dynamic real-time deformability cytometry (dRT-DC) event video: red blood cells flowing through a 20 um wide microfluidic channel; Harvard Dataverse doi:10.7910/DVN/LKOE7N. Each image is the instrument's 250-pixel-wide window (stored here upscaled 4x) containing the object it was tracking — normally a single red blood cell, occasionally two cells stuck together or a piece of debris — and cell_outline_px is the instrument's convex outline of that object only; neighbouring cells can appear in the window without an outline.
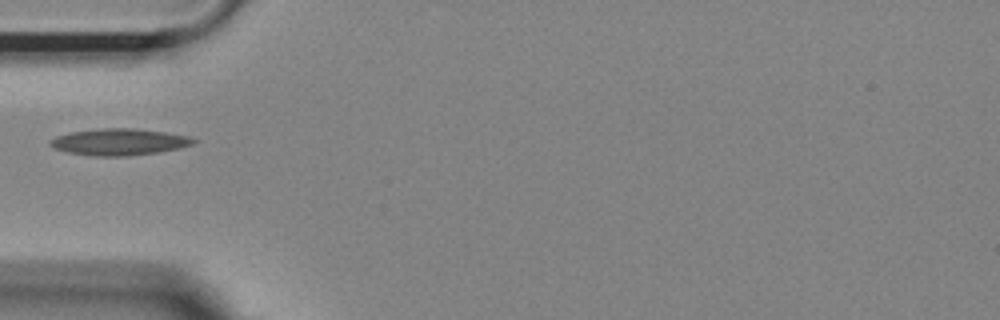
{"species": "Egyptian fruit bat (a non-hibernating species)", "species_latin": "Rousettus aegyptiacus", "temperature_condition": "room temperature", "stored_images_in_passage": 25, "camera_frame_rate_fps": 3000, "um_per_image_px": 0.085, "animal": {"sex": "female"}, "frame": {"image": 1, "passage_image": 1, "time_ms": 0.0, "image_size_px": [1000, 320], "cell_outline_px": [[196, 140], [192, 144], [180, 148], [156, 152], [124, 156], [96, 156], [68, 152], [52, 148], [48, 144], [48, 140], [56, 136], [68, 132], [100, 128], [132, 128], [164, 132], [188, 136]], "centroid_in_image_um": [10.05, 12.05], "position_along_channel_um": 74.9, "area_um2": 22.14}}
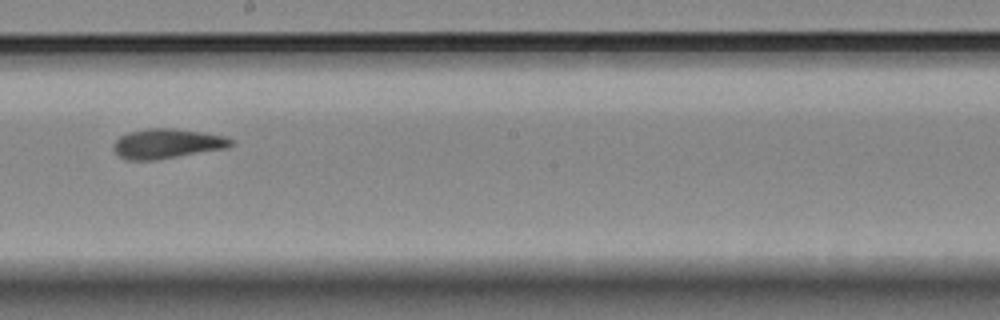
{"frame": {"image": 2, "passage_image": 14, "time_ms": 4.333, "image_size_px": [1000, 320], "cell_outline_px": [[236, 144], [228, 148], [156, 160], [128, 160], [120, 156], [112, 148], [112, 144], [120, 136], [128, 132], [148, 128], [172, 128], [204, 132], [228, 136]], "centroid_in_image_um": [14.24, 12.2], "position_along_channel_um": 234.0, "area_um2": 20.63}}
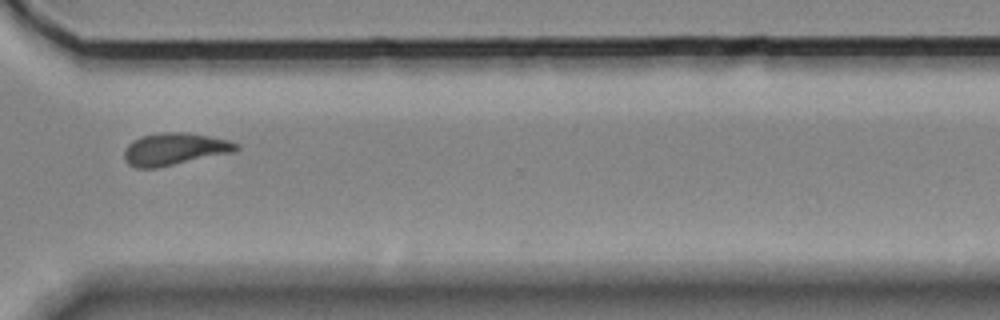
{"frame": {"image": 3, "passage_image": 24, "time_ms": 7.667, "image_size_px": [1000, 320], "cell_outline_px": [[240, 148], [232, 152], [156, 168], [136, 168], [128, 164], [124, 160], [124, 148], [132, 140], [140, 136], [164, 132], [184, 132], [208, 136], [228, 140], [240, 144]], "centroid_in_image_um": [14.79, 12.67], "position_along_channel_um": 355.8, "area_um2": 20.98}}